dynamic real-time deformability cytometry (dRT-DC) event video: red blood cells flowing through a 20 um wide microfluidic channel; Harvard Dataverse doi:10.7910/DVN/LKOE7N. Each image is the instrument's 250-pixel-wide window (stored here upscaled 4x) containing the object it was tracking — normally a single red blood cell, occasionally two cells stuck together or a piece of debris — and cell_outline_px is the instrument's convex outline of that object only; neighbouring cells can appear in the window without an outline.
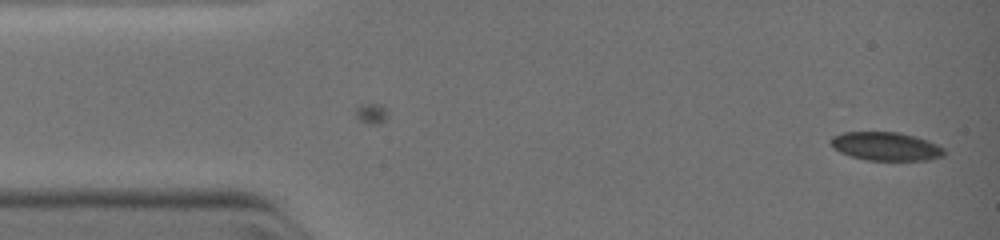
{"species": "common noctule bat (a hibernating species)", "species_latin": "Nyctalus noctula", "temperature_condition": "warm", "stored_images_in_passage": 2, "camera_frame_rate_fps": 3000, "um_per_image_px": 0.085, "animal": {"sex": "female", "body_mass_g": 19.0, "forearm_length_mm": 51.5}, "frame": {"image": 1, "passage_image": 2, "time_ms": 1.0, "image_size_px": [1000, 240], "cell_outline_px": [[944, 156], [924, 160], [868, 160], [852, 156], [840, 152], [832, 144], [832, 136], [844, 132], [896, 132], [912, 136], [936, 144], [944, 148]], "centroid_in_image_um": [75.3, 12.44], "position_along_channel_um": 9.7, "area_um2": 18.32}}